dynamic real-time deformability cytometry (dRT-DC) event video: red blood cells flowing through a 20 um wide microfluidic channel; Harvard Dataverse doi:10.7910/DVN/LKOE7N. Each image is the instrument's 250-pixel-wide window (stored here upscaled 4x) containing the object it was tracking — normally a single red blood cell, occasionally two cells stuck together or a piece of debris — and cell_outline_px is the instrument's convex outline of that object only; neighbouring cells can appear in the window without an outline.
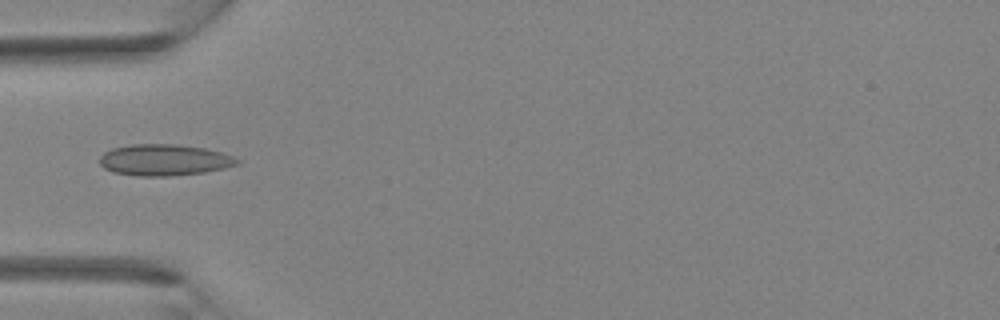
{"species": "Egyptian fruit bat (a non-hibernating species)", "species_latin": "Rousettus aegyptiacus", "temperature_condition": "room temperature", "stored_images_in_passage": 28, "camera_frame_rate_fps": 3000, "um_per_image_px": 0.085, "animal": {"sex": "female"}, "frame": {"image": 1, "passage_image": 1, "time_ms": 0.0, "image_size_px": [1000, 320], "cell_outline_px": [[240, 164], [224, 168], [204, 172], [168, 176], [140, 176], [112, 172], [104, 168], [100, 164], [100, 156], [104, 152], [112, 148], [132, 144], [176, 144], [204, 148], [220, 152], [232, 156], [240, 160]], "centroid_in_image_um": [13.95, 13.59], "position_along_channel_um": 71.1, "area_um2": 25.09}}
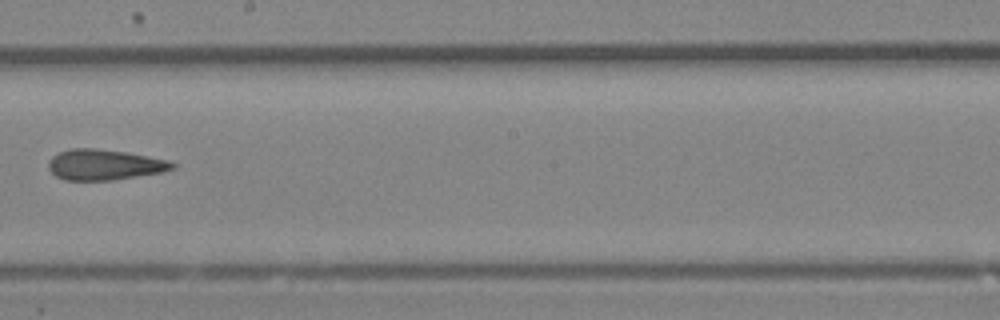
{"frame": {"image": 2, "passage_image": 11, "time_ms": 3.333, "image_size_px": [1000, 320], "cell_outline_px": [[176, 168], [164, 172], [112, 180], [64, 180], [56, 176], [48, 168], [48, 160], [52, 156], [60, 152], [72, 148], [92, 148], [124, 152], [168, 160], [176, 164]], "centroid_in_image_um": [8.87, 14.01], "position_along_channel_um": 239.3, "area_um2": 22.02}}
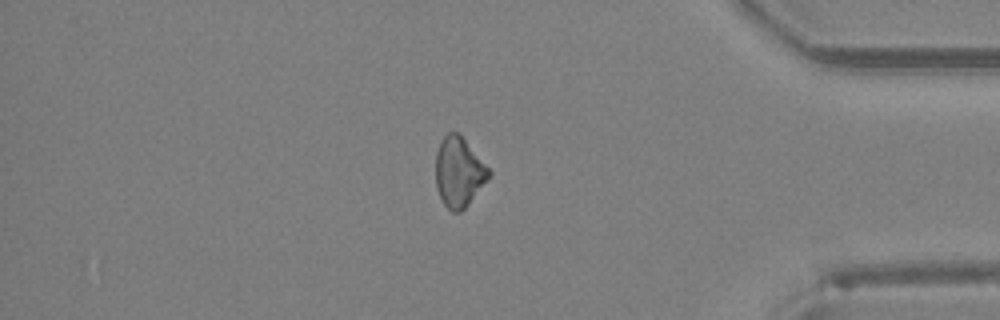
{"frame": {"image": 3, "passage_image": 22, "time_ms": 7.0, "image_size_px": [1000, 320], "cell_outline_px": [[492, 172], [488, 180], [464, 208], [460, 212], [452, 212], [444, 204], [436, 188], [436, 152], [440, 140], [448, 132], [460, 132]], "centroid_in_image_um": [39.0, 14.59], "position_along_channel_um": 396.2, "area_um2": 21.73}}